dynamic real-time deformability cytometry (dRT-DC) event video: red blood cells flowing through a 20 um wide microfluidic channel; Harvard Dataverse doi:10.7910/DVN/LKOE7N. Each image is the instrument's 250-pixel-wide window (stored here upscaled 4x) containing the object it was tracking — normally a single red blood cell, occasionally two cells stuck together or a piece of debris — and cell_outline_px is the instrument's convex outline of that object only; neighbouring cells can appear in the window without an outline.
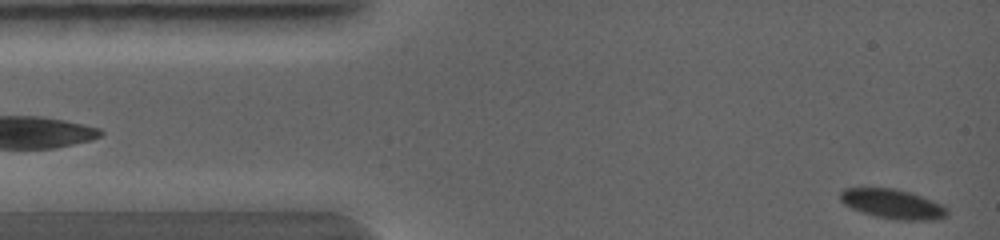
{"species": "common noctule bat (a hibernating species)", "species_latin": "Nyctalus noctula", "temperature_condition": "warm", "stored_images_in_passage": 22, "camera_frame_rate_fps": 5000, "um_per_image_px": 0.085, "animal": {"sex": "female", "body_mass_g": 19.0, "forearm_length_mm": 56.7}, "frame": {"image": 1, "passage_image": 1, "time_ms": 0.0, "image_size_px": [1000, 240], "cell_outline_px": [[948, 216], [936, 220], [896, 220], [872, 216], [860, 212], [844, 204], [840, 200], [840, 192], [844, 188], [892, 188], [912, 192], [944, 204], [948, 208]], "centroid_in_image_um": [75.92, 17.35], "position_along_channel_um": 9.1, "area_um2": 18.84}}
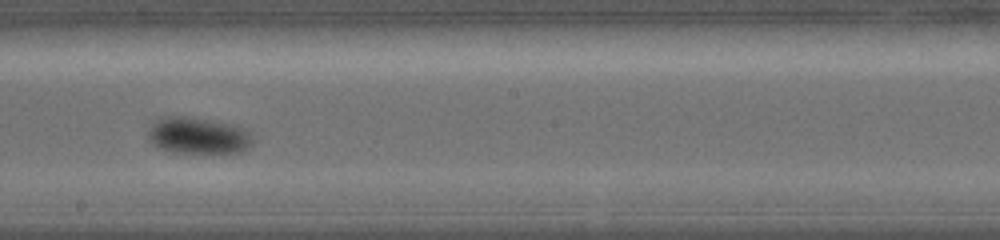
{"frame": {"image": 2, "passage_image": 13, "time_ms": 4.6, "image_size_px": [1000, 240], "cell_outline_px": [[256, 140], [252, 144], [240, 152], [172, 152], [160, 148], [152, 144], [148, 140], [148, 132], [152, 124], [156, 120], [164, 116], [188, 116], [232, 124], [244, 128]], "centroid_in_image_um": [16.83, 11.51], "position_along_channel_um": 231.4, "area_um2": 22.31}}
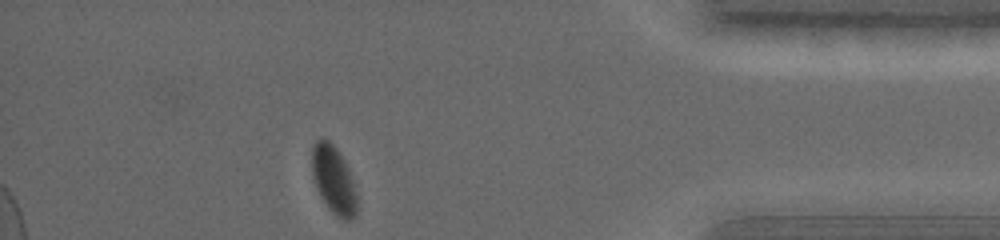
{"frame": {"image": 3, "passage_image": 22, "time_ms": 7.8, "image_size_px": [1000, 240], "cell_outline_px": [[356, 216], [352, 220], [344, 220], [336, 216], [328, 208], [320, 196], [316, 188], [312, 176], [312, 148], [316, 140], [320, 136], [324, 136], [340, 152], [348, 168], [352, 180], [356, 196]], "centroid_in_image_um": [28.33, 15.27], "position_along_channel_um": 406.9, "area_um2": 17.92}}